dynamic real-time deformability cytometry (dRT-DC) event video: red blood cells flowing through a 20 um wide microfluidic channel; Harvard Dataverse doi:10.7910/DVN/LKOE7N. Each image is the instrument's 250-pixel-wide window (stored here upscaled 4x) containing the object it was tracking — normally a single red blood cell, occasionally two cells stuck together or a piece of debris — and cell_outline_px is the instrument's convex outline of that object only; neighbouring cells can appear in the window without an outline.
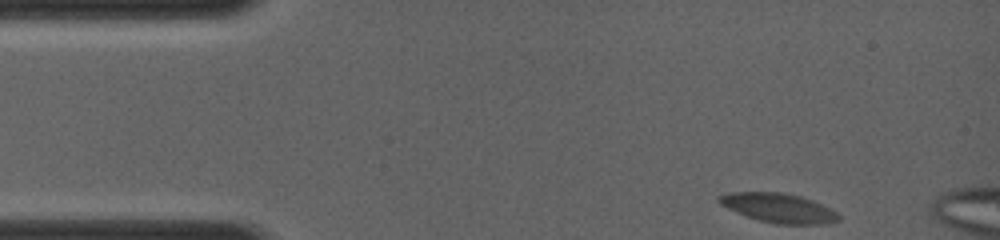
{"species": "common noctule bat (a hibernating species)", "species_latin": "Nyctalus noctula", "temperature_condition": "room temperature", "stored_images_in_passage": 6, "camera_frame_rate_fps": 4000, "um_per_image_px": 0.085, "animal": {"sex": "female", "body_mass_g": 19.0, "forearm_length_mm": 56.7}, "frame": {"image": 1, "passage_image": 1, "time_ms": 0.0, "image_size_px": [1000, 240], "cell_outline_px": [[840, 220], [828, 224], [776, 224], [760, 220], [736, 212], [720, 204], [716, 200], [716, 196], [732, 192], [784, 192], [800, 196], [812, 200], [836, 212], [840, 216]], "centroid_in_image_um": [66.17, 17.67], "position_along_channel_um": 18.8, "area_um2": 20.35}}